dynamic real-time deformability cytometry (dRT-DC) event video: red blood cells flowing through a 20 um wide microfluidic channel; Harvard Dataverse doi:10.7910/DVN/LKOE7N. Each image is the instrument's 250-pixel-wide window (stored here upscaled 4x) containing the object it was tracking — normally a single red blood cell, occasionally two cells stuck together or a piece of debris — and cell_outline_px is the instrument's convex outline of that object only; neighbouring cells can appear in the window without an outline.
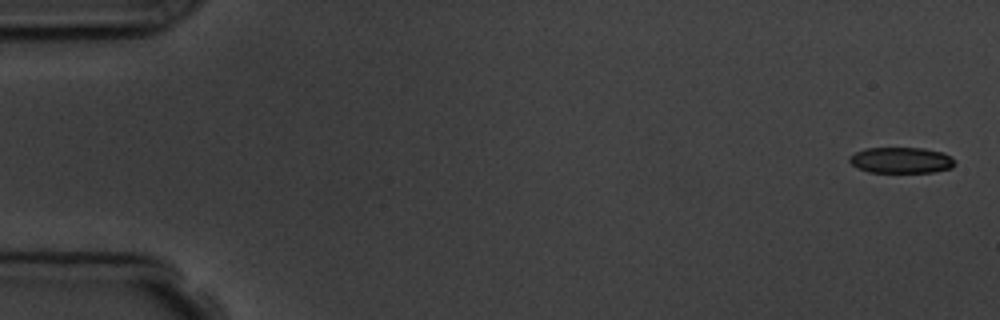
{"species": "common noctule bat (a hibernating species)", "species_latin": "Nyctalus noctula", "temperature_condition": "room temperature", "stored_images_in_passage": 4, "camera_frame_rate_fps": 3000, "um_per_image_px": 0.085, "animal": {"sex": "male", "body_mass_g": 19.5, "forearm_length_mm": 54.6}, "frame": {"image": 1, "passage_image": 1, "time_ms": 0.0, "image_size_px": [1000, 320], "cell_outline_px": [[956, 164], [952, 168], [932, 172], [868, 172], [856, 168], [848, 160], [856, 152], [864, 148], [924, 148], [944, 152], [952, 156]], "centroid_in_image_um": [76.63, 13.62], "position_along_channel_um": 8.4, "area_um2": 16.07}}